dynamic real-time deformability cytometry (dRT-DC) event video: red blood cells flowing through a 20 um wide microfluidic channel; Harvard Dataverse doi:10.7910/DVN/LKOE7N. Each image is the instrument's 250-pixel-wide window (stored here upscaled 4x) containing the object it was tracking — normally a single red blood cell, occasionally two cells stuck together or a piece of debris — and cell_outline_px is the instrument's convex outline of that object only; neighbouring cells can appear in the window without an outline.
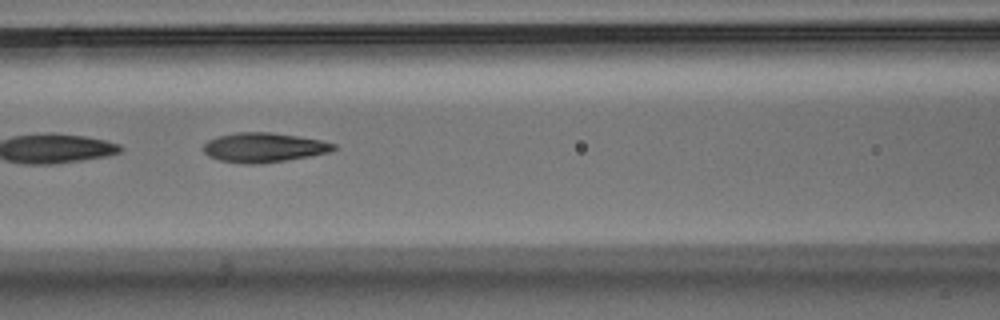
{"species": "Egyptian fruit bat (a non-hibernating species)", "species_latin": "Rousettus aegyptiacus", "temperature_condition": "warm", "stored_images_in_passage": 27, "segment_of_instrument_passage": [2, 2], "camera_frame_rate_fps": 3000, "um_per_image_px": 0.085, "animal": {"sex": "male"}, "frame": {"image": 1, "passage_image": 22, "time_ms": 7.0, "image_size_px": [1000, 320], "cell_outline_px": [[336, 148], [328, 152], [308, 156], [260, 164], [244, 164], [220, 160], [208, 156], [204, 152], [204, 144], [208, 140], [216, 136], [236, 132], [268, 132], [296, 136], [320, 140], [336, 144]], "centroid_in_image_um": [22.37, 12.53], "position_along_channel_um": 144.2, "area_um2": 22.2}}